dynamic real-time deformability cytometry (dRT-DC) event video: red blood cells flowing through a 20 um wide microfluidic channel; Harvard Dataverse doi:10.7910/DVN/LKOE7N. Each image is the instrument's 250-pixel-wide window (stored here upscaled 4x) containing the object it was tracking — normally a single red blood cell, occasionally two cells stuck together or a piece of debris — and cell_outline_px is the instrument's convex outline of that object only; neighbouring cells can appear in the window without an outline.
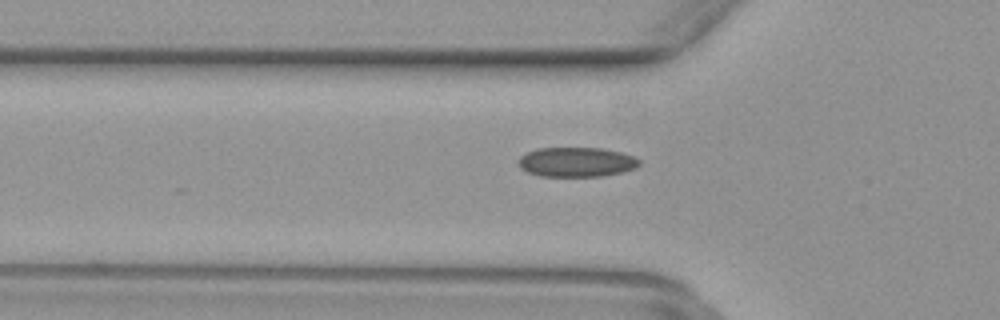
{"species": "common noctule bat (a hibernating species)", "species_latin": "Nyctalus noctula", "temperature_condition": "warm", "stored_images_in_passage": 36, "camera_frame_rate_fps": 3000, "um_per_image_px": 0.085, "animal": {"sex": "female", "body_mass_g": 29.2, "forearm_length_mm": 56.3}, "frame": {"image": 1, "passage_image": 3, "time_ms": 0.667, "image_size_px": [1000, 320], "cell_outline_px": [[640, 164], [636, 168], [620, 172], [600, 176], [540, 176], [528, 172], [520, 168], [520, 156], [536, 148], [604, 148], [620, 152], [632, 156], [640, 160]], "centroid_in_image_um": [49.0, 13.77], "position_along_channel_um": 76.8, "area_um2": 20.69}}
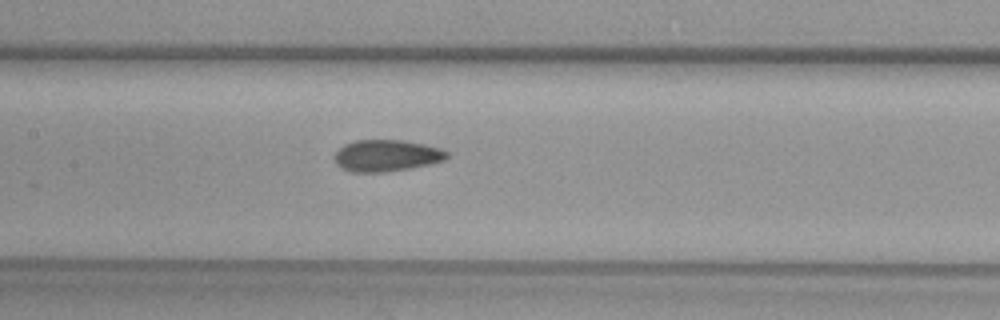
{"frame": {"image": 2, "passage_image": 10, "time_ms": 3.0, "image_size_px": [1000, 320], "cell_outline_px": [[448, 156], [444, 160], [432, 164], [384, 172], [348, 172], [340, 168], [336, 164], [336, 152], [344, 144], [356, 140], [404, 140], [424, 144], [440, 148], [448, 152]], "centroid_in_image_um": [32.85, 13.23], "position_along_channel_um": 174.5, "area_um2": 20.75}}
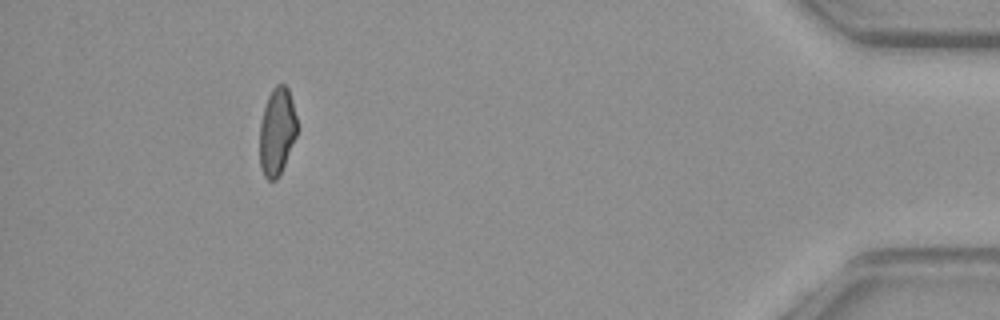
{"frame": {"image": 3, "passage_image": 32, "time_ms": 10.333, "image_size_px": [1000, 320], "cell_outline_px": [[300, 128], [280, 176], [276, 180], [268, 180], [264, 176], [260, 168], [260, 124], [264, 108], [268, 96], [272, 88], [276, 84], [284, 84], [288, 88], [292, 100]], "centroid_in_image_um": [23.57, 11.19], "position_along_channel_um": 411.6, "area_um2": 19.54}}